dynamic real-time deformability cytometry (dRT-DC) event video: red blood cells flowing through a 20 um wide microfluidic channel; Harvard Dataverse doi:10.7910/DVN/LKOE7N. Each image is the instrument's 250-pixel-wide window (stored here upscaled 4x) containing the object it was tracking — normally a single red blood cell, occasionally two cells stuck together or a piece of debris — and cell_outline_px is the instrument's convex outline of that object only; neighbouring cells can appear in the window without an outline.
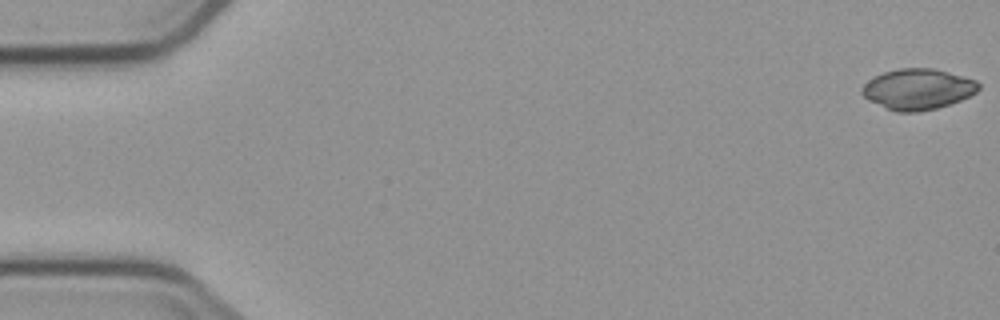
{"species": "common noctule bat (a hibernating species)", "species_latin": "Nyctalus noctula", "temperature_condition": "cold", "stored_images_in_passage": 5, "camera_frame_rate_fps": 3000, "um_per_image_px": 0.085, "animal": {"sex": "male", "body_mass_g": 23.1, "forearm_length_mm": 52.7}, "frame": {"image": 1, "passage_image": 1, "time_ms": 0.0, "image_size_px": [1000, 320], "cell_outline_px": [[980, 88], [976, 92], [960, 100], [936, 108], [916, 112], [896, 112], [868, 100], [860, 92], [860, 88], [868, 80], [884, 72], [900, 68], [932, 68], [964, 76], [976, 80], [980, 84]], "centroid_in_image_um": [78.0, 7.57], "position_along_channel_um": 7.0, "area_um2": 27.57}}